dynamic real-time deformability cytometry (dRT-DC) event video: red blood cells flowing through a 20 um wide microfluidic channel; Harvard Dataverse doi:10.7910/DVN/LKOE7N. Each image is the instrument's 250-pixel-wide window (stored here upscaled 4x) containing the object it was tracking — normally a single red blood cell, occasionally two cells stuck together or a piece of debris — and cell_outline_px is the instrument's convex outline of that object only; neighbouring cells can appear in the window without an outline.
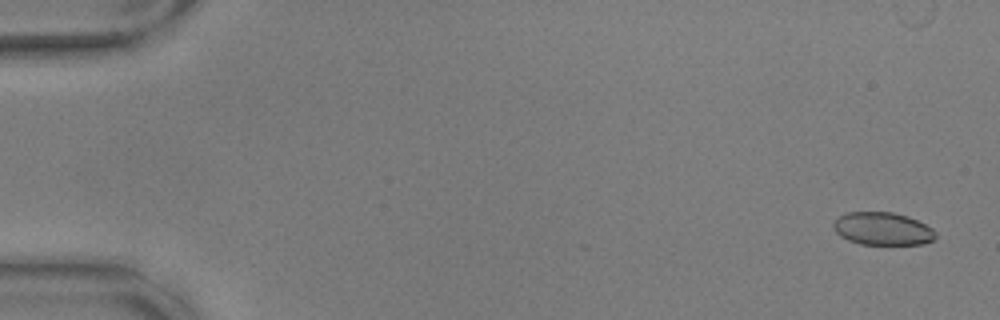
{"species": "common noctule bat (a hibernating species)", "species_latin": "Nyctalus noctula", "temperature_condition": "warm", "stored_images_in_passage": 19, "camera_frame_rate_fps": 3000, "um_per_image_px": 0.085, "animal": {"sex": "male", "body_mass_g": 17.9, "forearm_length_mm": 54.2}, "frame": {"image": 1, "passage_image": 3, "time_ms": 0.667, "image_size_px": [1000, 320], "cell_outline_px": [[936, 236], [932, 240], [924, 244], [860, 244], [848, 240], [840, 236], [836, 232], [832, 224], [844, 212], [892, 212], [908, 216], [932, 228], [936, 232]], "centroid_in_image_um": [75.01, 19.44], "position_along_channel_um": 10.0, "area_um2": 19.48}}
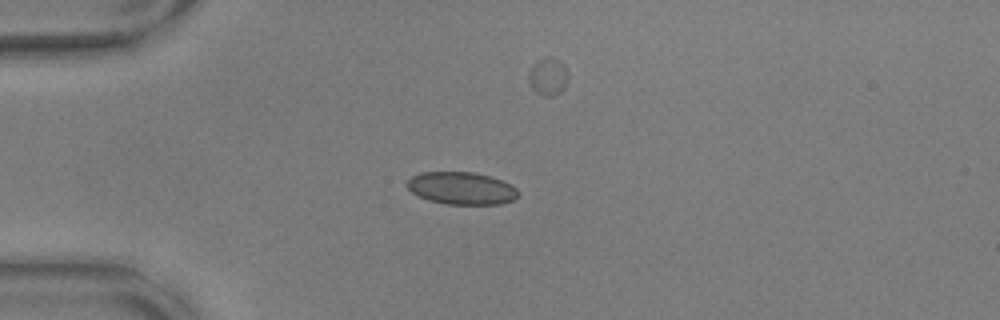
{"frame": {"image": 2, "passage_image": 16, "time_ms": 5.0, "image_size_px": [1000, 320], "cell_outline_px": [[520, 192], [512, 200], [500, 204], [444, 204], [420, 196], [412, 192], [404, 184], [412, 176], [420, 172], [472, 172], [488, 176], [512, 184]], "centroid_in_image_um": [39.22, 15.99], "position_along_channel_um": 45.8, "area_um2": 20.87}}